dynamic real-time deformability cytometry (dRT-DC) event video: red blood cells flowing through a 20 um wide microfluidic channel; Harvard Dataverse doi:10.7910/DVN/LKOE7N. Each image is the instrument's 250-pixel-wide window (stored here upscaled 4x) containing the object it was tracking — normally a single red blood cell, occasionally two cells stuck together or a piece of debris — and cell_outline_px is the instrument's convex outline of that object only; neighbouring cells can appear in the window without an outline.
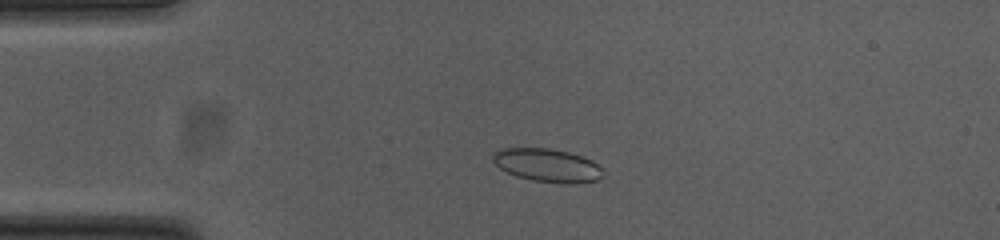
{"species": "common noctule bat (a hibernating species)", "species_latin": "Nyctalus noctula", "temperature_condition": "cold", "stored_images_in_passage": 50, "camera_frame_rate_fps": 3000, "um_per_image_px": 0.085, "animal": {"sex": "female", "body_mass_g": 23.0, "forearm_length_mm": 53.4}, "frame": {"image": 1, "passage_image": 8, "time_ms": 2.333, "image_size_px": [1000, 240], "cell_outline_px": [[604, 176], [596, 180], [568, 184], [532, 180], [516, 176], [500, 168], [492, 160], [492, 152], [500, 148], [548, 148], [568, 152], [592, 160], [600, 168]], "centroid_in_image_um": [46.48, 14.04], "position_along_channel_um": 38.5, "area_um2": 21.21}}
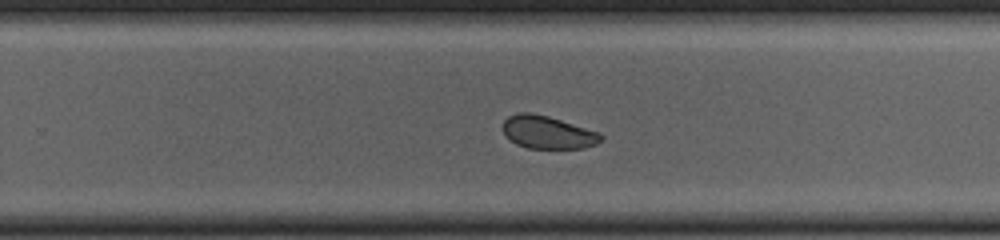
{"frame": {"image": 2, "passage_image": 30, "time_ms": 9.667, "image_size_px": [1000, 240], "cell_outline_px": [[604, 140], [596, 144], [584, 148], [528, 148], [516, 144], [504, 136], [504, 120], [508, 116], [516, 112], [532, 112], [548, 116], [600, 132], [604, 136]], "centroid_in_image_um": [46.57, 11.24], "position_along_channel_um": 283.2, "area_um2": 18.96}}
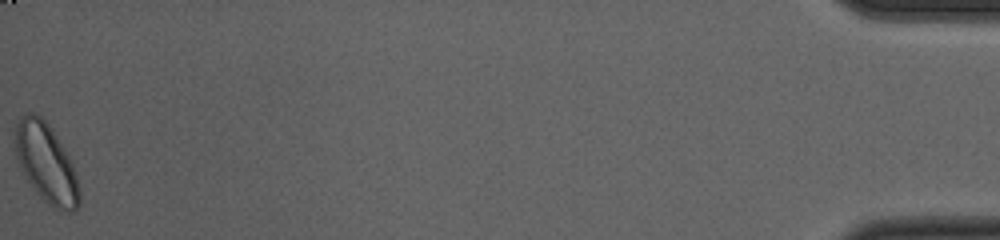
{"frame": {"image": 3, "passage_image": 50, "time_ms": 16.333, "image_size_px": [1000, 240], "cell_outline_px": [[80, 204], [76, 212], [60, 212], [52, 208], [36, 192], [20, 168], [16, 156], [16, 124], [20, 116], [28, 112], [32, 112], [40, 116], [52, 128], [64, 148], [72, 164], [76, 176], [80, 192]], "centroid_in_image_um": [3.95, 13.9], "position_along_channel_um": 431.3, "area_um2": 29.59}, "authors_computed_cell_mechanics": {"area_um2": 21.0392, "velocity_mm_per_s": 3.7489, "shape_relaxation_time_tau1_ms": null, "shape_relaxation_time_tau2_ms": 2.0828, "deformation_change_tau1": null, "deformation_change_tau2": 0.0639}}